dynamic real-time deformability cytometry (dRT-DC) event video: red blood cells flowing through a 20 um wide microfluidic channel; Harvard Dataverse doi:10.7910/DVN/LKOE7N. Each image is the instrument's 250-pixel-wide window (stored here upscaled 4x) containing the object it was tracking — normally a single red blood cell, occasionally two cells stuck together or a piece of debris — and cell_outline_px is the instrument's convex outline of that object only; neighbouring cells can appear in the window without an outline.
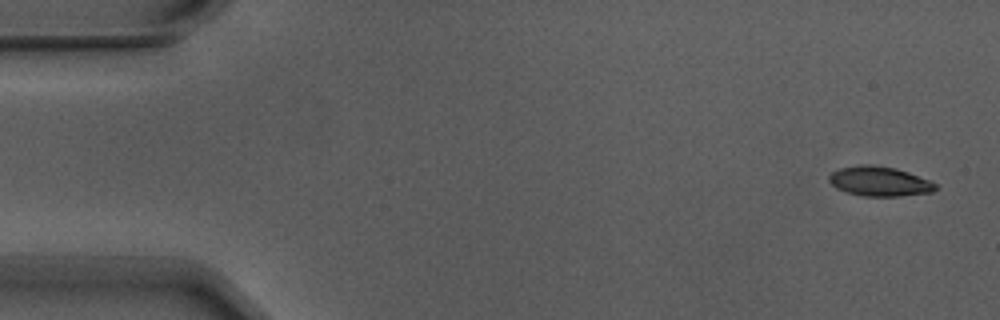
{"species": "Egyptian fruit bat (a non-hibernating species)", "species_latin": "Rousettus aegyptiacus", "temperature_condition": "warm", "stored_images_in_passage": 5, "camera_frame_rate_fps": 3000, "um_per_image_px": 0.085, "animal": {"sex": "male"}, "frame": {"image": 1, "passage_image": 1, "time_ms": 0.0, "image_size_px": [1000, 320], "cell_outline_px": [[936, 188], [932, 192], [900, 196], [864, 196], [848, 192], [836, 188], [828, 180], [828, 176], [832, 172], [840, 168], [864, 164], [872, 164], [896, 168], [908, 172], [928, 180], [936, 184]], "centroid_in_image_um": [74.73, 15.41], "position_along_channel_um": 10.3, "area_um2": 18.26}}
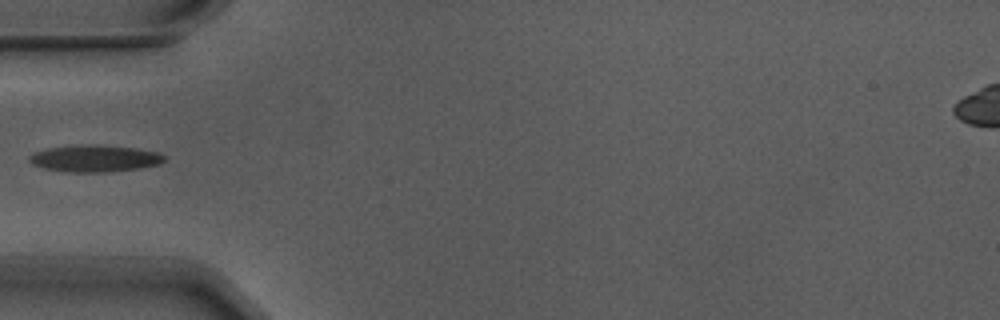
{"frame": {"image": 2, "passage_image": 4, "time_ms": 1.0, "image_size_px": [1000, 320], "cell_outline_px": [[164, 160], [160, 164], [140, 168], [108, 172], [64, 172], [44, 168], [32, 164], [28, 160], [28, 156], [36, 152], [48, 148], [80, 144], [100, 144], [136, 148], [156, 152], [164, 156]], "centroid_in_image_um": [8.03, 13.46], "position_along_channel_um": 77.0, "area_um2": 21.27}}